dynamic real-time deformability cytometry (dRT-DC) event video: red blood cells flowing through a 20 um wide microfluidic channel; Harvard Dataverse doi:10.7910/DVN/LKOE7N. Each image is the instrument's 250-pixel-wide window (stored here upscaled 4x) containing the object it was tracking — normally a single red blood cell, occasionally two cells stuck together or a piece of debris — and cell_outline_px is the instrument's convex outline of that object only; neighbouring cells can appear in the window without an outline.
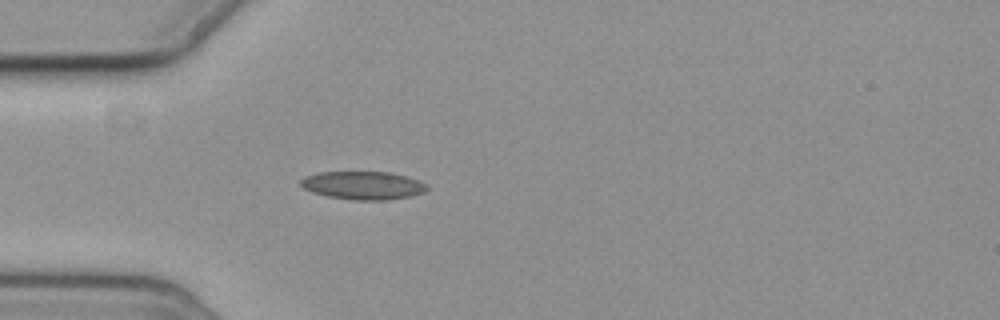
{"species": "common noctule bat (a hibernating species)", "species_latin": "Nyctalus noctula", "temperature_condition": "cold", "stored_images_in_passage": 5, "camera_frame_rate_fps": 3000, "um_per_image_px": 0.085, "animal": {"sex": "female", "body_mass_g": 19.3, "forearm_length_mm": 54.1}, "frame": {"image": 1, "passage_image": 5, "time_ms": 4.667, "image_size_px": [1000, 320], "cell_outline_px": [[428, 188], [424, 192], [412, 196], [388, 200], [352, 200], [328, 196], [312, 192], [304, 188], [300, 184], [300, 180], [304, 176], [320, 172], [392, 172], [408, 176], [420, 180], [428, 184]], "centroid_in_image_um": [30.91, 15.75], "position_along_channel_um": 54.1, "area_um2": 20.98}}